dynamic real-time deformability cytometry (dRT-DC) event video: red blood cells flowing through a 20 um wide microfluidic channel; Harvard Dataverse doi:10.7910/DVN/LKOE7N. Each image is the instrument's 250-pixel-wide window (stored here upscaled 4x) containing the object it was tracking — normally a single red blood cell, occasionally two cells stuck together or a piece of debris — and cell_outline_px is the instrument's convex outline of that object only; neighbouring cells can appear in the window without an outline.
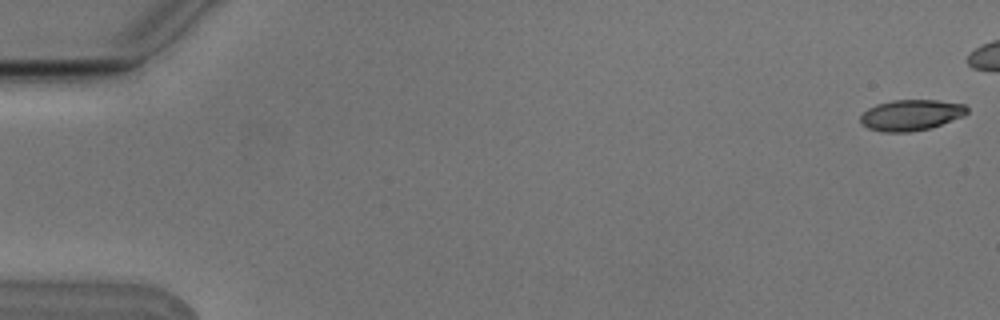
{"species": "Egyptian fruit bat (a non-hibernating species)", "species_latin": "Rousettus aegyptiacus", "temperature_condition": "cold", "stored_images_in_passage": 6, "camera_frame_rate_fps": 3000, "um_per_image_px": 0.085, "animal": {"sex": "male"}, "frame": {"image": 1, "passage_image": 1, "time_ms": 0.0, "image_size_px": [1000, 320], "cell_outline_px": [[968, 112], [964, 116], [928, 128], [908, 132], [880, 132], [868, 128], [860, 124], [860, 116], [868, 108], [876, 104], [892, 100], [936, 100], [964, 104], [968, 108]], "centroid_in_image_um": [77.4, 9.78], "position_along_channel_um": 7.6, "area_um2": 19.19}}